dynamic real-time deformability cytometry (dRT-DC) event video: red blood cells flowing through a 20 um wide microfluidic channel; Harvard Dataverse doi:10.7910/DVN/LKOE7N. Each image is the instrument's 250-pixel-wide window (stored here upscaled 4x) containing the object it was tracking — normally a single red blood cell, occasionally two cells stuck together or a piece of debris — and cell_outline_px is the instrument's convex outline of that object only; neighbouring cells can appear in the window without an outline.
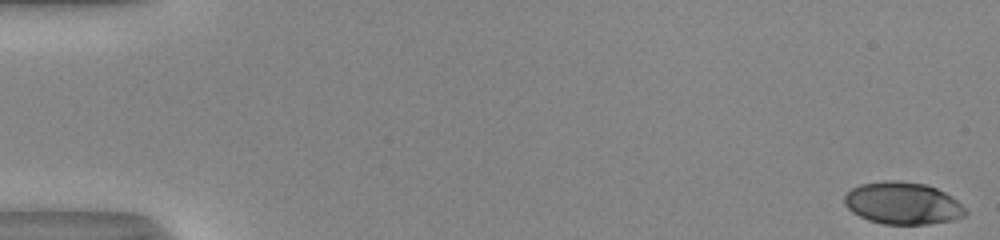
{"species": "human", "species_latin": "Homo sapiens", "temperature_condition": "room temperature", "stored_images_in_passage": 52, "camera_frame_rate_fps": 3000, "um_per_image_px": 0.085, "donor": {"sex": "male"}, "frame": {"image": 1, "passage_image": 1, "time_ms": 0.0, "image_size_px": [1000, 240], "cell_outline_px": [[968, 212], [964, 216], [952, 220], [928, 224], [884, 224], [868, 220], [852, 212], [844, 204], [844, 196], [852, 188], [860, 184], [884, 180], [896, 180], [928, 184], [952, 196]], "centroid_in_image_um": [76.72, 17.27], "position_along_channel_um": 8.3, "area_um2": 29.82}}
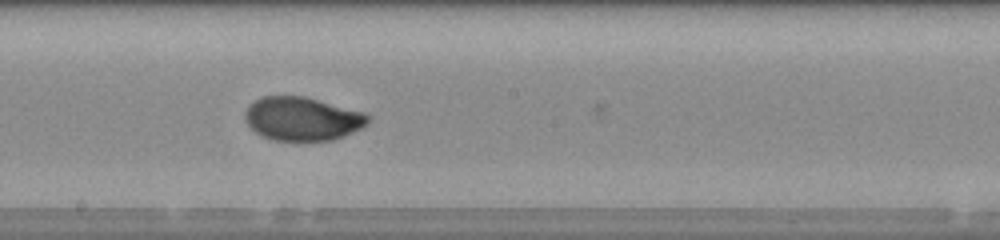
{"frame": {"image": 2, "passage_image": 30, "time_ms": 9.667, "image_size_px": [1000, 240], "cell_outline_px": [[368, 124], [344, 136], [332, 140], [272, 140], [256, 132], [248, 124], [244, 116], [244, 112], [248, 104], [264, 96], [304, 96], [364, 112], [368, 116]], "centroid_in_image_um": [25.68, 10.09], "position_along_channel_um": 222.5, "area_um2": 30.98}}
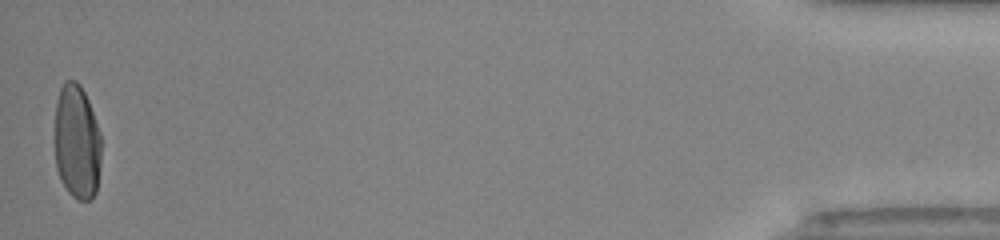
{"frame": {"image": 3, "passage_image": 52, "time_ms": 17.0, "image_size_px": [1000, 240], "cell_outline_px": [[100, 164], [96, 192], [88, 200], [76, 200], [68, 192], [60, 180], [56, 168], [56, 100], [60, 88], [64, 80], [76, 80], [80, 84], [88, 100], [100, 132]], "centroid_in_image_um": [6.53, 12.07], "position_along_channel_um": 428.7, "area_um2": 31.1}, "authors_computed_cell_mechanics": {"area_um2": 30.8941, "velocity_mm_per_s": 4.0685, "shape_relaxation_time_tau1_ms": 5.4389, "shape_relaxation_time_tau2_ms": null, "deformation_change_tau1": 0.2069, "deformation_change_tau2": null}}